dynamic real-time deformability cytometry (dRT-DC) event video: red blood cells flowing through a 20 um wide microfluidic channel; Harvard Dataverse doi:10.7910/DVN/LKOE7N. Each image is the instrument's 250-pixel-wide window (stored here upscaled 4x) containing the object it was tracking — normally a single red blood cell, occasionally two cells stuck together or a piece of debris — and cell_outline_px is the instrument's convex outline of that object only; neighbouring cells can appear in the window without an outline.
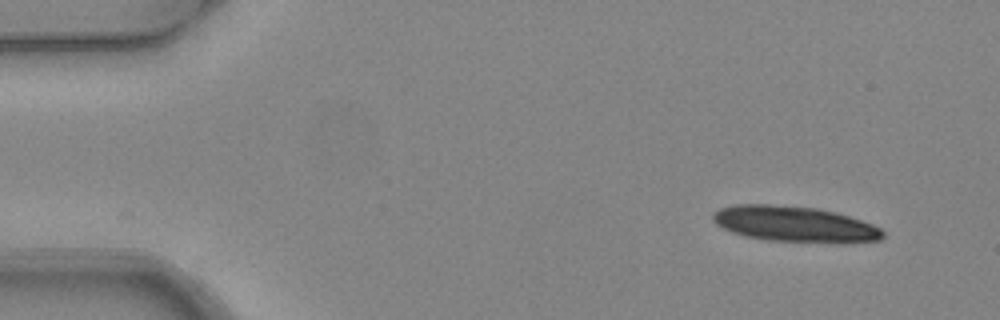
{"species": "common noctule bat (a hibernating species)", "species_latin": "Nyctalus noctula", "temperature_condition": "warm", "stored_images_in_passage": 4, "camera_frame_rate_fps": 3000, "um_per_image_px": 0.085, "animal": {"sex": "female", "body_mass_g": 24.6, "forearm_length_mm": 56.2}, "frame": {"image": 1, "passage_image": 1, "time_ms": 0.0, "image_size_px": [1000, 320], "cell_outline_px": [[884, 236], [880, 240], [768, 240], [748, 236], [732, 232], [716, 224], [712, 220], [712, 212], [720, 208], [736, 204], [768, 204], [816, 208], [848, 216], [872, 224], [880, 228], [884, 232]], "centroid_in_image_um": [67.42, 18.99], "position_along_channel_um": 17.6, "area_um2": 33.87}}